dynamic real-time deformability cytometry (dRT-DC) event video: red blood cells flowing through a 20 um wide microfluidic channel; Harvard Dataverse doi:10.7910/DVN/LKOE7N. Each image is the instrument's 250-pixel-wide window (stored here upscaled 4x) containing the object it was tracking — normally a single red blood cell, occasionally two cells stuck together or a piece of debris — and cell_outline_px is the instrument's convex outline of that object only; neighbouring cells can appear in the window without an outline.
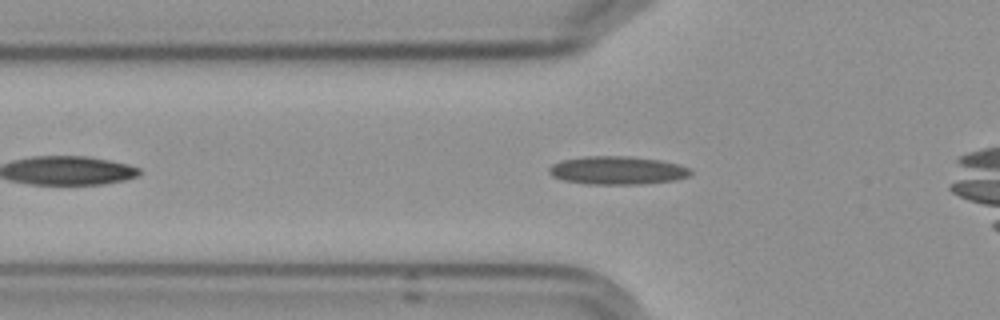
{"species": "Egyptian fruit bat (a non-hibernating species)", "species_latin": "Rousettus aegyptiacus", "temperature_condition": "cold", "stored_images_in_passage": 46, "camera_frame_rate_fps": 3000, "um_per_image_px": 0.085, "frame": {"image": 1, "passage_image": 14, "time_ms": 4.333, "image_size_px": [1000, 320], "cell_outline_px": [[692, 172], [688, 176], [676, 180], [640, 184], [584, 184], [560, 180], [552, 176], [548, 172], [548, 168], [552, 164], [560, 160], [588, 156], [628, 156], [660, 160], [676, 164], [688, 168]], "centroid_in_image_um": [52.4, 14.49], "position_along_channel_um": 73.4, "area_um2": 23.35}, "authors_computed_cell_mechanics": {"area_um2": 21.7906, "velocity_mm_per_s": 3.6104, "shape_relaxation_time_tau1_ms": null, "shape_relaxation_time_tau2_ms": 3.5539, "deformation_change_tau1": null, "deformation_change_tau2": 0.0978}}